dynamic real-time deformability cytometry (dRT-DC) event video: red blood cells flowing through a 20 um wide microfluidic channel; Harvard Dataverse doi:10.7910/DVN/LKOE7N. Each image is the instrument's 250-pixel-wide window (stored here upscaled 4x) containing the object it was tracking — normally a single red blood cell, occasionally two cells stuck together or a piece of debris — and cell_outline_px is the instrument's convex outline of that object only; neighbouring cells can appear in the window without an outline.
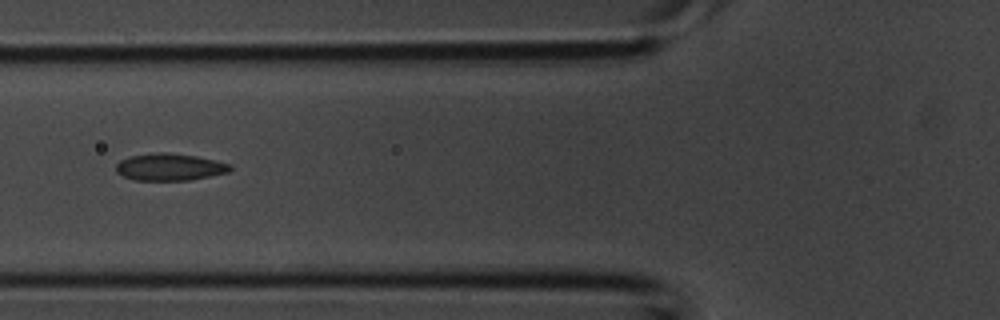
{"species": "common noctule bat (a hibernating species)", "species_latin": "Nyctalus noctula", "temperature_condition": "room temperature", "stored_images_in_passage": 2, "camera_frame_rate_fps": 3000, "um_per_image_px": 0.085, "animal": {"sex": "male", "body_mass_g": 20.1, "forearm_length_mm": 53.5}, "frame": {"image": 1, "passage_image": 2, "time_ms": 0.333, "image_size_px": [1000, 320], "cell_outline_px": [[232, 168], [228, 172], [188, 180], [136, 180], [124, 176], [116, 172], [116, 164], [120, 160], [128, 156], [152, 152], [164, 152], [196, 156], [232, 164]], "centroid_in_image_um": [14.39, 14.18], "position_along_channel_um": 111.4, "area_um2": 17.98}}